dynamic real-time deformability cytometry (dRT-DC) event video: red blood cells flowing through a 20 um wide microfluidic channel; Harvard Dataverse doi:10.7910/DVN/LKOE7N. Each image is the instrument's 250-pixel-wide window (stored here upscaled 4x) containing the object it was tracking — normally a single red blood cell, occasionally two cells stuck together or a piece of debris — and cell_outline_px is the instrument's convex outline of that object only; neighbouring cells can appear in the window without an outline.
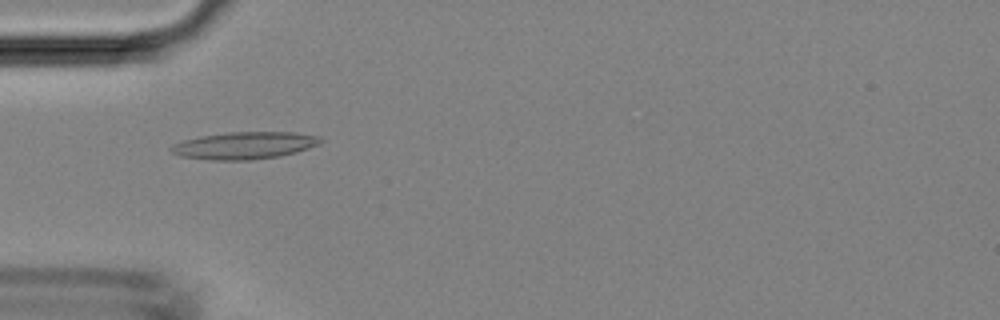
{"species": "Egyptian fruit bat (a non-hibernating species)", "species_latin": "Rousettus aegyptiacus", "temperature_condition": "room temperature", "stored_images_in_passage": 44, "camera_frame_rate_fps": 3000, "um_per_image_px": 0.085, "animal": {"sex": "female"}, "frame": {"image": 1, "passage_image": 14, "time_ms": 4.333, "image_size_px": [1000, 320], "cell_outline_px": [[324, 140], [320, 144], [296, 152], [280, 156], [252, 160], [208, 160], [180, 156], [172, 152], [168, 148], [172, 144], [184, 140], [200, 136], [228, 132], [292, 132], [320, 136]], "centroid_in_image_um": [20.77, 12.36], "position_along_channel_um": 64.2, "area_um2": 23.87}}
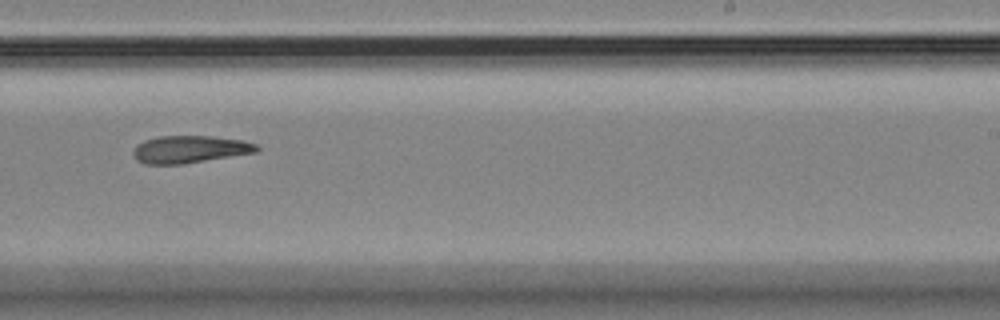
{"frame": {"image": 2, "passage_image": 28, "time_ms": 9.0, "image_size_px": [1000, 320], "cell_outline_px": [[260, 148], [256, 152], [184, 164], [144, 164], [136, 160], [132, 156], [132, 152], [136, 144], [144, 140], [156, 136], [212, 136], [244, 140], [256, 144]], "centroid_in_image_um": [16.09, 12.69], "position_along_channel_um": 272.9, "area_um2": 19.94}}
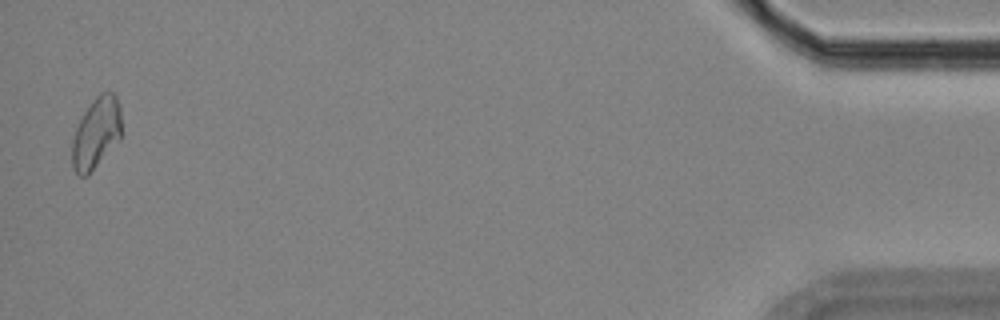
{"frame": {"image": 3, "passage_image": 44, "time_ms": 14.333, "image_size_px": [1000, 320], "cell_outline_px": [[120, 140], [88, 176], [80, 176], [72, 168], [72, 140], [76, 128], [84, 112], [92, 100], [100, 92], [112, 92], [116, 96], [120, 108]], "centroid_in_image_um": [8.17, 11.33], "position_along_channel_um": 427.0, "area_um2": 20.52}}